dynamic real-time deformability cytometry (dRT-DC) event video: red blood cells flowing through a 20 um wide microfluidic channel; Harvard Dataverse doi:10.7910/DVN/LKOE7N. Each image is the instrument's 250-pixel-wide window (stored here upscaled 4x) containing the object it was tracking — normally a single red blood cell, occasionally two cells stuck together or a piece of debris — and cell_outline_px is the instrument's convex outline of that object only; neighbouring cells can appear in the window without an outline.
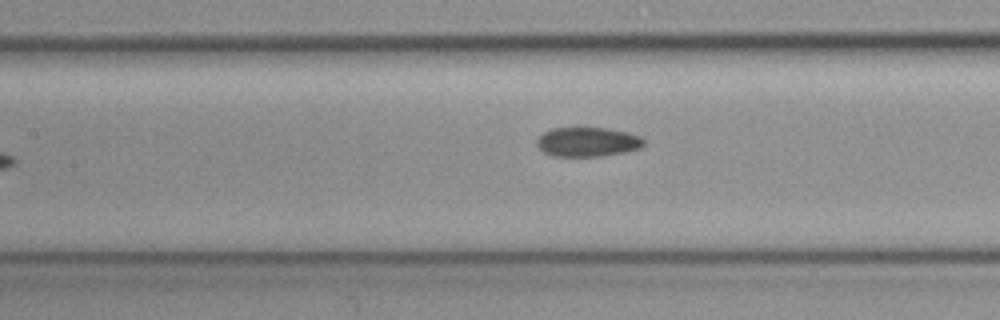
{"species": "common noctule bat (a hibernating species)", "species_latin": "Nyctalus noctula", "temperature_condition": "cold", "stored_images_in_passage": 8, "camera_frame_rate_fps": 3000, "um_per_image_px": 0.085, "animal": {"sex": "female", "body_mass_g": 19.3, "forearm_length_mm": 54.1}, "frame": {"image": 1, "passage_image": 7, "time_ms": 2.0, "image_size_px": [1000, 320], "cell_outline_px": [[644, 144], [640, 148], [624, 152], [600, 156], [552, 156], [544, 152], [536, 144], [536, 140], [544, 132], [552, 128], [608, 128], [628, 132], [640, 136], [644, 140]], "centroid_in_image_um": [49.94, 12.06], "position_along_channel_um": 157.5, "area_um2": 18.26}}